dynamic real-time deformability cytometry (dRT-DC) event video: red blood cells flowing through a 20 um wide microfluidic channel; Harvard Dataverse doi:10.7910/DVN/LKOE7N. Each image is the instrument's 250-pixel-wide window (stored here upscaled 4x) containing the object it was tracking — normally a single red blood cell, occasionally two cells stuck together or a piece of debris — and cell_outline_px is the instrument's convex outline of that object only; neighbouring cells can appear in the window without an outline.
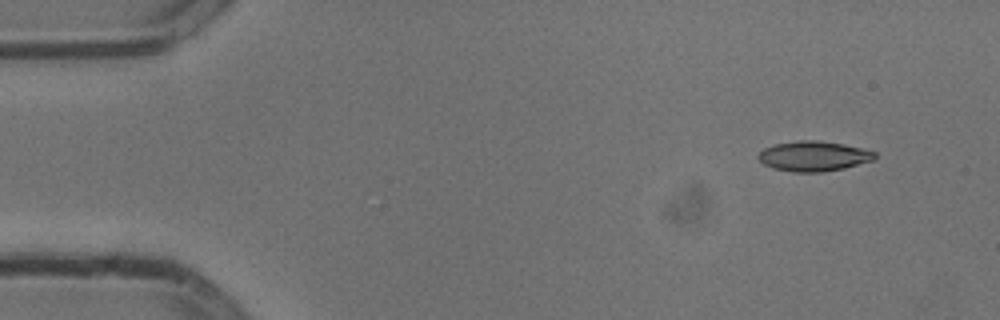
{"species": "common noctule bat (a hibernating species)", "species_latin": "Nyctalus noctula", "temperature_condition": "cold", "stored_images_in_passage": 50, "camera_frame_rate_fps": 3000, "um_per_image_px": 0.085, "animal": {"sex": "male", "body_mass_g": 13.3}, "frame": {"image": 1, "passage_image": 1, "time_ms": 0.0, "image_size_px": [1000, 320], "cell_outline_px": [[876, 160], [844, 168], [820, 172], [792, 172], [772, 168], [764, 164], [756, 156], [764, 148], [772, 144], [796, 140], [816, 140], [844, 144], [876, 152]], "centroid_in_image_um": [69.15, 13.27], "position_along_channel_um": 15.9, "area_um2": 20.58}}
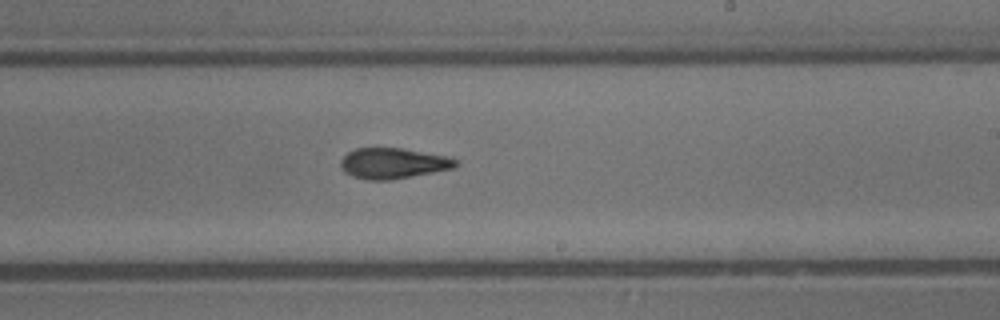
{"frame": {"image": 2, "passage_image": 28, "time_ms": 9.0, "image_size_px": [1000, 320], "cell_outline_px": [[456, 164], [452, 168], [432, 172], [388, 180], [368, 180], [352, 176], [344, 172], [340, 168], [340, 160], [348, 152], [356, 148], [404, 148], [444, 156], [456, 160]], "centroid_in_image_um": [33.32, 13.88], "position_along_channel_um": 255.7, "area_um2": 20.23}}
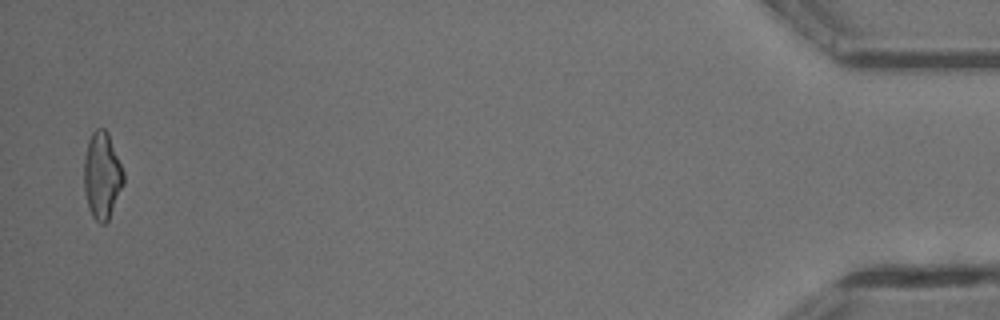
{"frame": {"image": 3, "passage_image": 49, "time_ms": 16.0, "image_size_px": [1000, 320], "cell_outline_px": [[124, 184], [108, 220], [104, 224], [100, 224], [92, 216], [88, 208], [84, 188], [84, 160], [88, 140], [92, 132], [96, 128], [104, 128], [108, 132], [124, 172]], "centroid_in_image_um": [8.67, 14.91], "position_along_channel_um": 426.5, "area_um2": 20.06}, "authors_computed_cell_mechanics": {"area_um2": 20.4901, "velocity_mm_per_s": 3.8058, "shape_relaxation_time_tau1_ms": 6.7666, "shape_relaxation_time_tau2_ms": 3.5516, "deformation_change_tau1": 0.1826, "deformation_change_tau2": 0.1219}}